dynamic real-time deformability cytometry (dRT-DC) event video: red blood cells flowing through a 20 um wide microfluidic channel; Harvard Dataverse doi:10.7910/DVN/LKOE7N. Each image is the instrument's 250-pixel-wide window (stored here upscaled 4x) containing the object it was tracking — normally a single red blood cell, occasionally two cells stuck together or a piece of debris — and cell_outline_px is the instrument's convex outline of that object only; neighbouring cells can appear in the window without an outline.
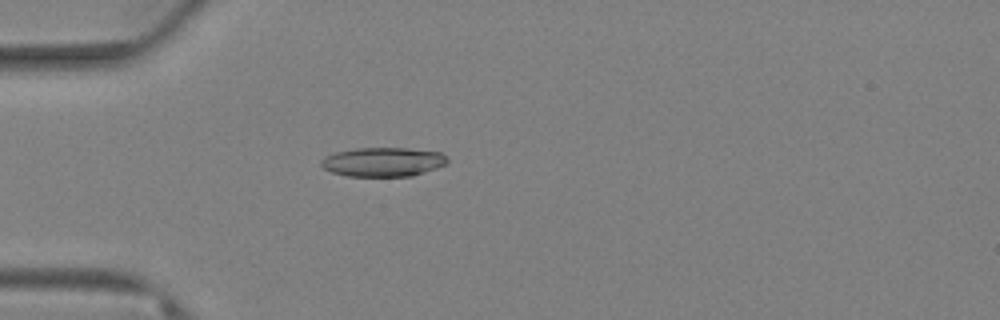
{"species": "Egyptian fruit bat (a non-hibernating species)", "species_latin": "Rousettus aegyptiacus", "temperature_condition": "warm", "stored_images_in_passage": 81, "camera_frame_rate_fps": 3000, "um_per_image_px": 0.085, "animal": {"sex": "female"}, "frame": {"image": 1, "passage_image": 25, "time_ms": 8.0, "image_size_px": [1000, 320], "cell_outline_px": [[448, 164], [412, 176], [348, 176], [332, 172], [324, 168], [320, 164], [320, 160], [324, 156], [336, 152], [356, 148], [408, 148], [440, 152], [448, 160]], "centroid_in_image_um": [32.55, 13.76], "position_along_channel_um": 52.5, "area_um2": 21.44}}
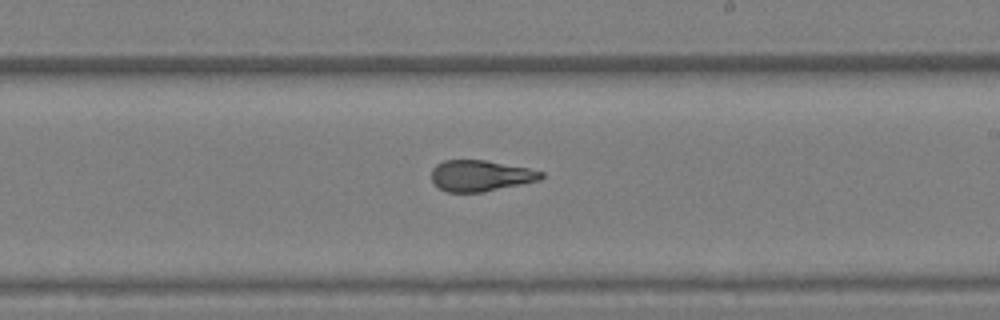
{"frame": {"image": 2, "passage_image": 49, "time_ms": 16.0, "image_size_px": [1000, 320], "cell_outline_px": [[544, 176], [540, 180], [480, 192], [448, 192], [440, 188], [432, 180], [432, 168], [436, 164], [444, 160], [484, 160], [528, 168], [544, 172]], "centroid_in_image_um": [40.83, 14.92], "position_along_channel_um": 248.2, "area_um2": 19.59}}
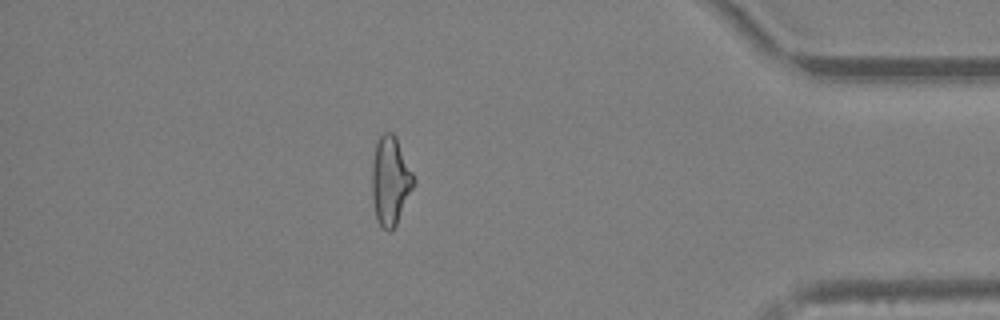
{"frame": {"image": 3, "passage_image": 71, "time_ms": 23.333, "image_size_px": [1000, 320], "cell_outline_px": [[416, 184], [396, 224], [388, 232], [380, 224], [376, 216], [372, 200], [372, 160], [376, 140], [384, 132], [392, 132], [396, 136], [416, 180]], "centroid_in_image_um": [33.19, 15.32], "position_along_channel_um": 402.0, "area_um2": 21.68}, "authors_computed_cell_mechanics": {"area_um2": 21.4438, "velocity_mm_per_s": 2.6054, "shape_relaxation_time_tau1_ms": null, "shape_relaxation_time_tau2_ms": 1.9113, "deformation_change_tau1": null, "deformation_change_tau2": 0.1053}}